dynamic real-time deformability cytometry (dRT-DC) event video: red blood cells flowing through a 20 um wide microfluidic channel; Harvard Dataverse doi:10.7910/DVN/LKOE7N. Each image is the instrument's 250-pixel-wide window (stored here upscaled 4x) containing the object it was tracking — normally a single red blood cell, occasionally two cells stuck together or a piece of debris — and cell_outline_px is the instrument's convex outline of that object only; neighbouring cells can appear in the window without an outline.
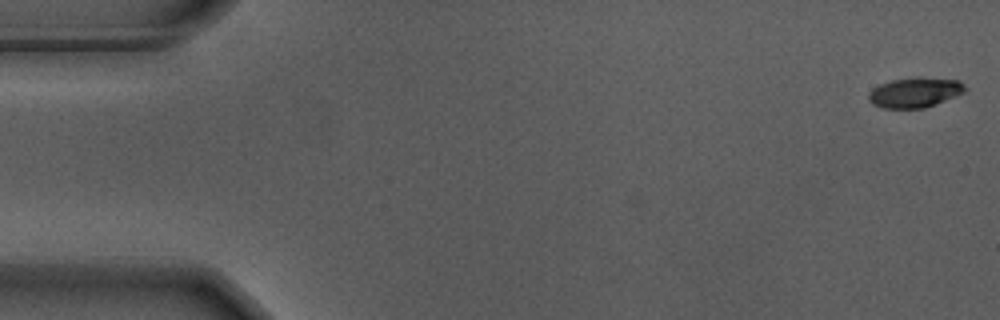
{"species": "Egyptian fruit bat (a non-hibernating species)", "species_latin": "Rousettus aegyptiacus", "temperature_condition": "warm", "stored_images_in_passage": 56, "camera_frame_rate_fps": 3000, "um_per_image_px": 0.085, "animal": {"sex": "male"}, "frame": {"image": 1, "passage_image": 1, "time_ms": 0.0, "image_size_px": [1000, 320], "cell_outline_px": [[964, 92], [924, 108], [884, 108], [872, 104], [868, 100], [868, 92], [872, 88], [880, 84], [892, 80], [960, 80], [964, 84]], "centroid_in_image_um": [77.67, 7.91], "position_along_channel_um": 7.3, "area_um2": 15.9}}
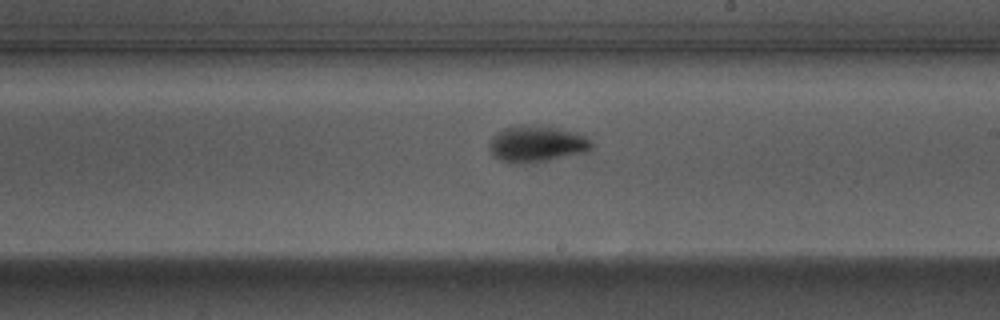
{"frame": {"image": 2, "passage_image": 32, "time_ms": 10.333, "image_size_px": [1000, 320], "cell_outline_px": [[592, 148], [588, 152], [548, 160], [524, 164], [500, 160], [492, 156], [488, 148], [492, 136], [496, 132], [504, 128], [520, 124], [524, 124], [556, 128], [576, 132], [584, 136], [592, 144]], "centroid_in_image_um": [45.58, 12.23], "position_along_channel_um": 243.4, "area_um2": 21.73}}
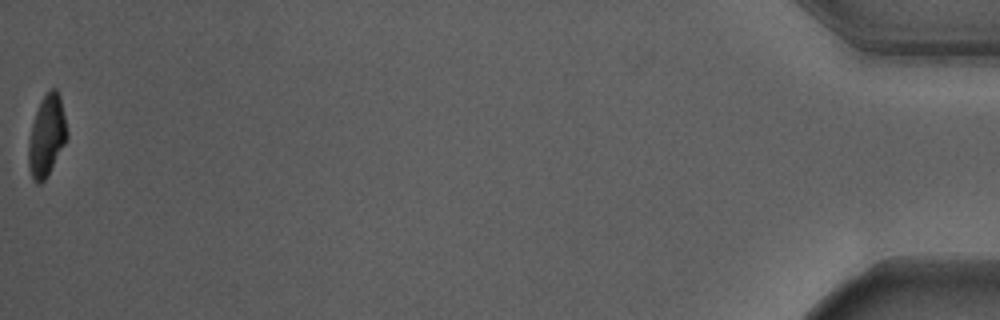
{"frame": {"image": 3, "passage_image": 56, "time_ms": 18.333, "image_size_px": [1000, 320], "cell_outline_px": [[68, 136], [64, 144], [44, 180], [40, 184], [36, 184], [32, 180], [28, 168], [28, 140], [32, 124], [40, 100], [48, 88], [56, 88], [60, 96], [68, 132]], "centroid_in_image_um": [3.95, 11.52], "position_along_channel_um": 431.3, "area_um2": 18.26}, "authors_computed_cell_mechanics": {"area_um2": 19.1896, "velocity_mm_per_s": 3.6862, "shape_relaxation_time_tau1_ms": 2.6958, "shape_relaxation_time_tau2_ms": null, "deformation_change_tau1": 0.1516, "deformation_change_tau2": null}}